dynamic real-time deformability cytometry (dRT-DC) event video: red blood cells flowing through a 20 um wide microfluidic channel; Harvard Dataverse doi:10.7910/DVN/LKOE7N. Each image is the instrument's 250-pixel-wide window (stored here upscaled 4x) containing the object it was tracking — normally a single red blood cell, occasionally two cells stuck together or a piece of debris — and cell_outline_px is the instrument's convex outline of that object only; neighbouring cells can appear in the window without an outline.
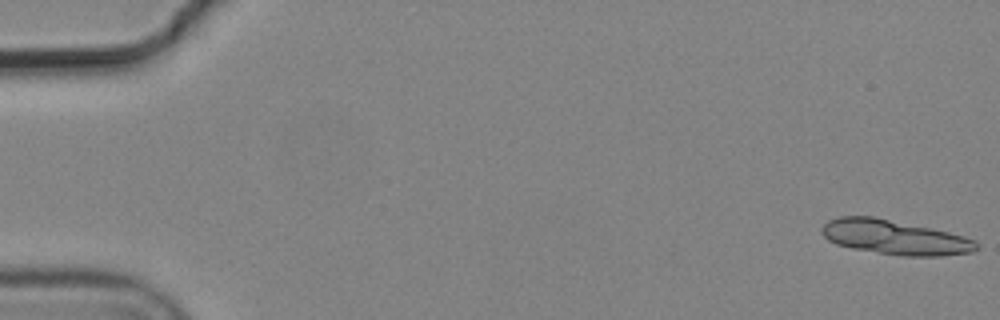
{"species": "common noctule bat (a hibernating species)", "species_latin": "Nyctalus noctula", "temperature_condition": "cold", "stored_images_in_passage": 6, "camera_frame_rate_fps": 3000, "um_per_image_px": 0.085, "animal": {"sex": "male", "body_mass_g": 19.2, "forearm_length_mm": 51.8}, "frame": {"image": 1, "passage_image": 1, "time_ms": 0.0, "image_size_px": [1000, 320], "cell_outline_px": [[980, 248], [972, 252], [940, 256], [900, 256], [852, 248], [836, 244], [828, 240], [820, 232], [820, 228], [828, 220], [840, 216], [872, 216], [948, 232], [964, 236], [976, 240], [980, 244]], "centroid_in_image_um": [76.05, 20.18], "position_along_channel_um": 8.9, "area_um2": 31.15}}
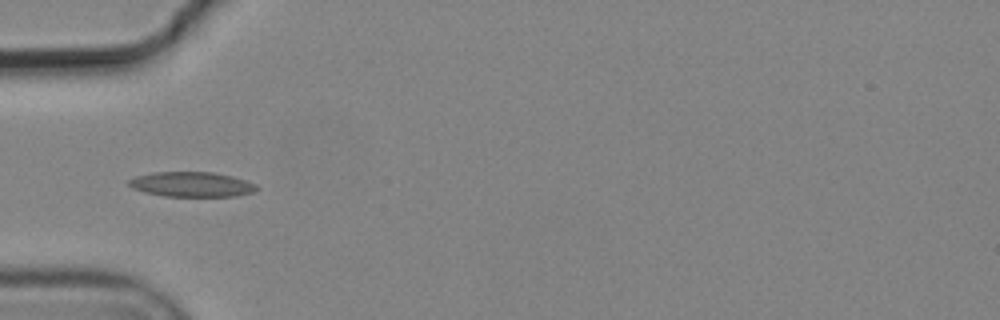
{"frame": {"image": 2, "passage_image": 6, "time_ms": 1.667, "image_size_px": [1000, 320], "cell_outline_px": [[260, 188], [256, 192], [236, 196], [164, 196], [144, 192], [132, 188], [128, 184], [128, 180], [136, 176], [152, 172], [212, 172], [232, 176], [256, 184]], "centroid_in_image_um": [16.31, 15.67], "position_along_channel_um": 68.7, "area_um2": 18.67}}